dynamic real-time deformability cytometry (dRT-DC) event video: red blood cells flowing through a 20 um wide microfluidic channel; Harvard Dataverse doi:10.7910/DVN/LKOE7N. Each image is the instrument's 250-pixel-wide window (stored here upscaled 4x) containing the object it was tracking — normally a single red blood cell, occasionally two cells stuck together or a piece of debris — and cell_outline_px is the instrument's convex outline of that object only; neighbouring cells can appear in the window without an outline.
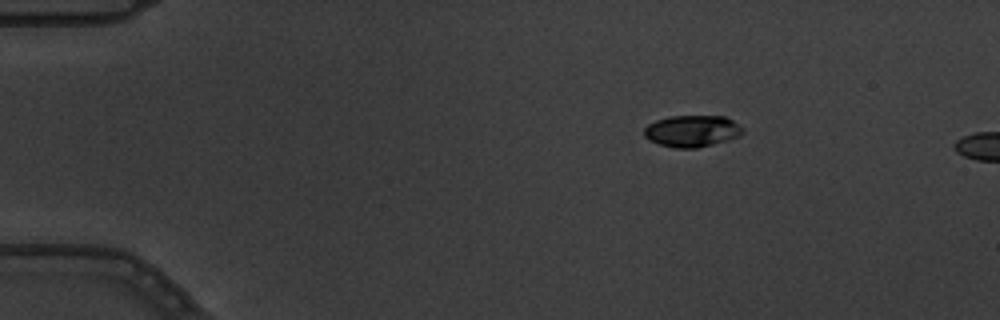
{"species": "common noctule bat (a hibernating species)", "species_latin": "Nyctalus noctula", "temperature_condition": "warm", "stored_images_in_passage": 3, "camera_frame_rate_fps": 3000, "um_per_image_px": 0.085, "animal": {"sex": "male", "body_mass_g": 19.5, "forearm_length_mm": 54.6}, "frame": {"image": 1, "passage_image": 1, "time_ms": 0.0, "image_size_px": [1000, 320], "cell_outline_px": [[744, 132], [740, 136], [728, 140], [696, 148], [676, 148], [660, 144], [648, 140], [644, 136], [644, 128], [648, 124], [656, 120], [672, 116], [724, 116], [732, 120], [744, 128]], "centroid_in_image_um": [58.83, 11.14], "position_along_channel_um": 26.2, "area_um2": 18.21}}